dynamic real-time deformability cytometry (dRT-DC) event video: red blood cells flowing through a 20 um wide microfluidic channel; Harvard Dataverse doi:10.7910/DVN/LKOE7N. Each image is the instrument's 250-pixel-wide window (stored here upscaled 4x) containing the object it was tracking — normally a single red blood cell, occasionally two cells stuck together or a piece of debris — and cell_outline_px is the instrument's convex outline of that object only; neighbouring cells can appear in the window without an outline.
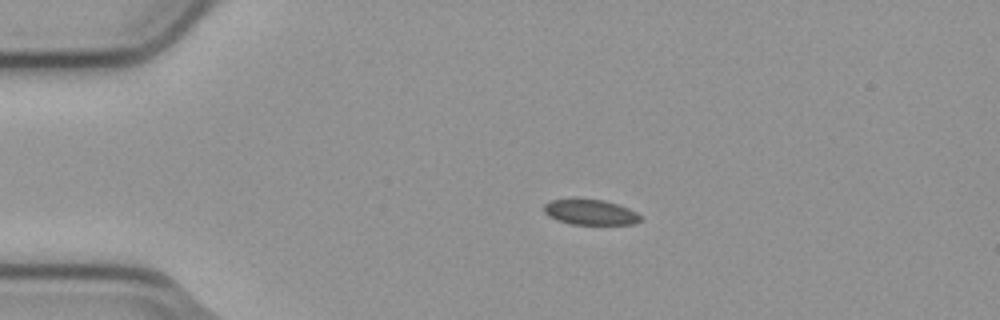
{"species": "common noctule bat (a hibernating species)", "species_latin": "Nyctalus noctula", "temperature_condition": "cold", "stored_images_in_passage": 7, "camera_frame_rate_fps": 3000, "um_per_image_px": 0.085, "animal": {"sex": "male", "body_mass_g": 23.1, "forearm_length_mm": 52.7}, "frame": {"image": 1, "passage_image": 4, "time_ms": 1.0, "image_size_px": [1000, 320], "cell_outline_px": [[640, 220], [636, 224], [572, 224], [556, 220], [548, 216], [544, 212], [544, 204], [552, 200], [604, 200], [620, 204], [636, 212], [640, 216]], "centroid_in_image_um": [50.19, 18.05], "position_along_channel_um": 34.8, "area_um2": 14.05}}
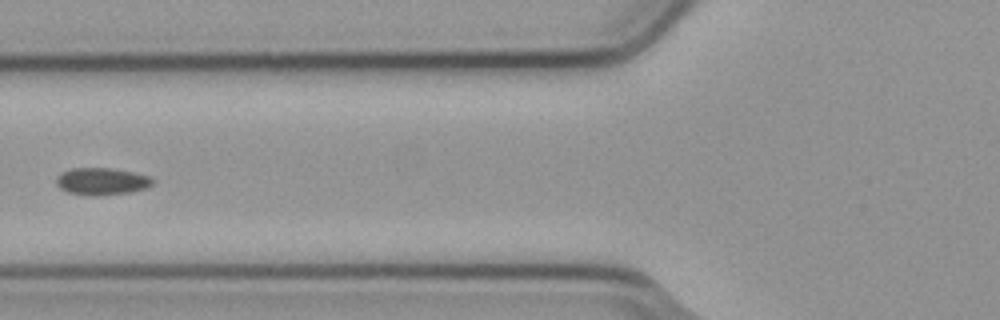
{"frame": {"image": 2, "passage_image": 7, "time_ms": 2.0, "image_size_px": [1000, 320], "cell_outline_px": [[156, 180], [148, 188], [128, 192], [100, 196], [88, 196], [68, 192], [60, 188], [56, 184], [56, 176], [60, 172], [72, 168], [112, 168], [132, 172], [148, 176]], "centroid_in_image_um": [8.63, 15.42], "position_along_channel_um": 117.2, "area_um2": 15.43}}